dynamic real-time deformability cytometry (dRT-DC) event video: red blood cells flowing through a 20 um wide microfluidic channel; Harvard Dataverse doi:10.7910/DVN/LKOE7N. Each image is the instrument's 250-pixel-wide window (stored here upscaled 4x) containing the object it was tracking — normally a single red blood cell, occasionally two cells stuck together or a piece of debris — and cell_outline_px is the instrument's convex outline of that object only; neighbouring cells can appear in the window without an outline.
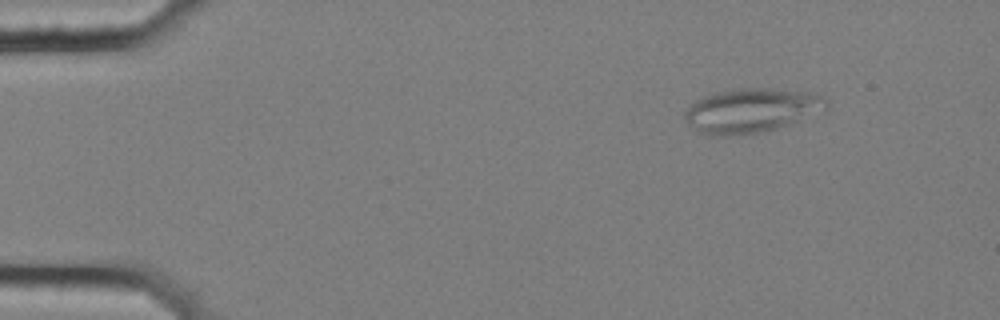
{"species": "common noctule bat (a hibernating species)", "species_latin": "Nyctalus noctula", "temperature_condition": "cold", "stored_images_in_passage": 52, "segment_of_instrument_passage": [1, 2], "camera_frame_rate_fps": 3000, "um_per_image_px": 0.085, "animal": {"sex": "female", "body_mass_g": 25.1}, "frame": {"image": 1, "passage_image": 2, "time_ms": 0.333, "image_size_px": [1000, 320], "cell_outline_px": [[828, 108], [776, 128], [756, 132], [724, 136], [708, 136], [696, 132], [684, 120], [684, 112], [696, 100], [704, 96], [716, 92], [740, 88], [768, 88], [804, 92], [820, 96], [828, 100]], "centroid_in_image_um": [63.77, 9.39], "position_along_channel_um": 21.2, "area_um2": 36.01}}